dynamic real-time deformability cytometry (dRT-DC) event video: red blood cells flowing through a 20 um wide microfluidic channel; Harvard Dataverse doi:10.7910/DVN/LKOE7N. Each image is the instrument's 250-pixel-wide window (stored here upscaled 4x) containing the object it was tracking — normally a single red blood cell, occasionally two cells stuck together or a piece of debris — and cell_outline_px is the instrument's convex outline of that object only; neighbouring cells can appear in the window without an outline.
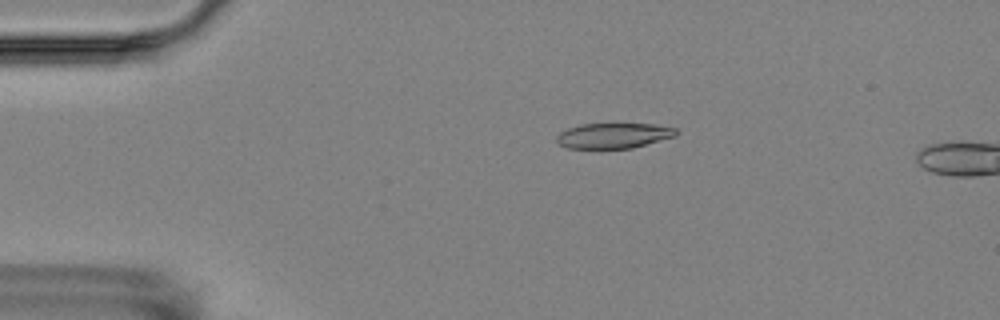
{"species": "Egyptian fruit bat (a non-hibernating species)", "species_latin": "Rousettus aegyptiacus", "temperature_condition": "room temperature", "stored_images_in_passage": 4, "camera_frame_rate_fps": 3000, "um_per_image_px": 0.085, "animal": {"sex": "female"}, "frame": {"image": 1, "passage_image": 3, "time_ms": 2.667, "image_size_px": [1000, 320], "cell_outline_px": [[680, 132], [676, 136], [632, 148], [568, 148], [560, 144], [556, 140], [556, 136], [560, 132], [568, 128], [580, 124], [652, 124], [676, 128]], "centroid_in_image_um": [52.17, 11.52], "position_along_channel_um": 32.8, "area_um2": 17.57}}